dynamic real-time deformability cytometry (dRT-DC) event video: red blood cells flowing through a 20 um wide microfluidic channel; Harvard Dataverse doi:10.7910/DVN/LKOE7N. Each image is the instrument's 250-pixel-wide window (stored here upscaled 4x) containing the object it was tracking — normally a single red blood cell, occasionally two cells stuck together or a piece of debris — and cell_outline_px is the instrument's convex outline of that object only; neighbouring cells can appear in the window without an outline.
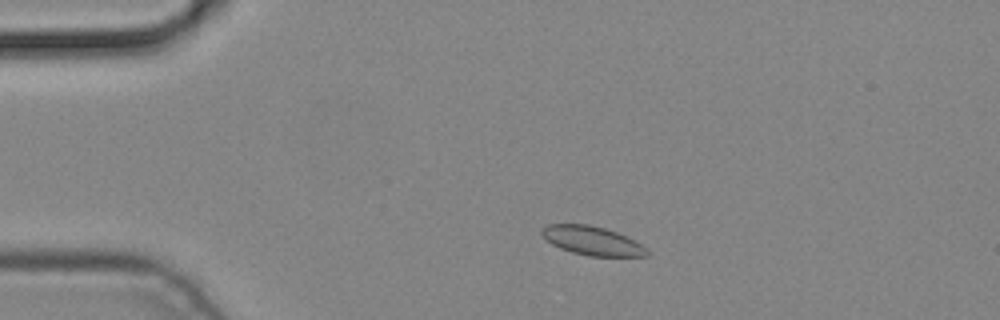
{"species": "common noctule bat (a hibernating species)", "species_latin": "Nyctalus noctula", "temperature_condition": "cold", "stored_images_in_passage": 3, "camera_frame_rate_fps": 3000, "um_per_image_px": 0.085, "animal": {"sex": "male", "body_mass_g": 19.2, "forearm_length_mm": 51.8}, "frame": {"image": 1, "passage_image": 2, "time_ms": 0.333, "image_size_px": [1000, 320], "cell_outline_px": [[648, 256], [588, 256], [572, 252], [560, 248], [552, 244], [540, 232], [548, 224], [588, 224], [604, 228], [616, 232], [648, 248]], "centroid_in_image_um": [50.34, 20.47], "position_along_channel_um": 34.7, "area_um2": 17.4}}